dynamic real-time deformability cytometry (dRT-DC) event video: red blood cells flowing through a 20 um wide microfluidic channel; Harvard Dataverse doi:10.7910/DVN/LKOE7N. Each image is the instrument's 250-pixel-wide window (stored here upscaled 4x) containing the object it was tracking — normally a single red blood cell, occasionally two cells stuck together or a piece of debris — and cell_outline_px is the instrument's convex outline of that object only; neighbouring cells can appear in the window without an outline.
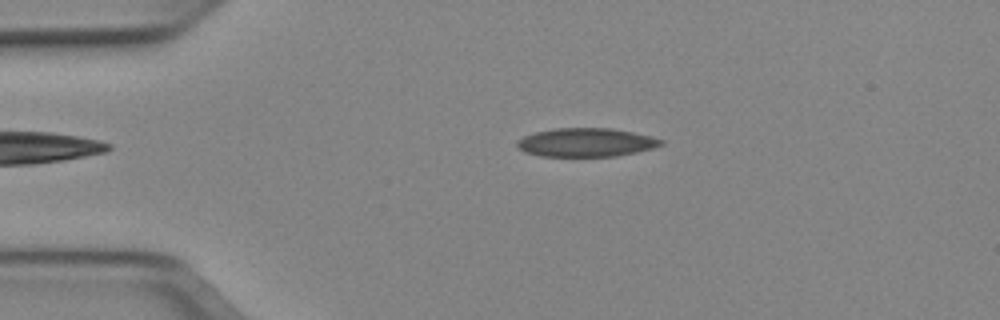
{"species": "Egyptian fruit bat (a non-hibernating species)", "species_latin": "Rousettus aegyptiacus", "temperature_condition": "cold", "stored_images_in_passage": 49, "camera_frame_rate_fps": 3000, "um_per_image_px": 0.085, "animal": {"sex": "female"}, "frame": {"image": 1, "passage_image": 9, "time_ms": 2.667, "image_size_px": [1000, 320], "cell_outline_px": [[664, 144], [652, 148], [636, 152], [616, 156], [540, 156], [524, 152], [516, 144], [516, 140], [524, 136], [536, 132], [556, 128], [612, 128], [652, 136], [664, 140]], "centroid_in_image_um": [49.82, 12.1], "position_along_channel_um": 35.2, "area_um2": 23.99}}
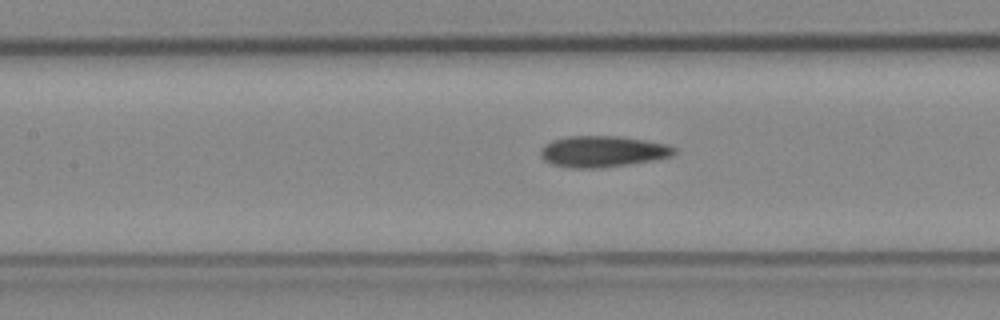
{"frame": {"image": 2, "passage_image": 21, "time_ms": 6.667, "image_size_px": [1000, 320], "cell_outline_px": [[676, 152], [672, 156], [656, 160], [604, 168], [572, 168], [552, 164], [544, 160], [540, 156], [540, 148], [552, 140], [568, 136], [620, 136], [668, 144], [676, 148]], "centroid_in_image_um": [51.24, 12.88], "position_along_channel_um": 156.2, "area_um2": 24.57}}
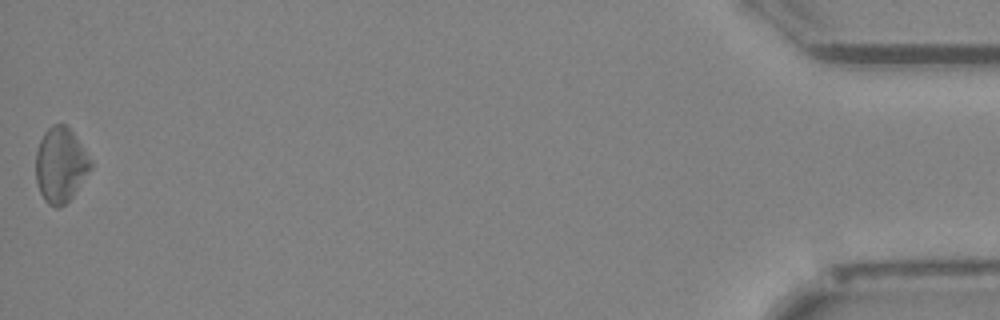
{"frame": {"image": 3, "passage_image": 49, "time_ms": 16.0, "image_size_px": [1000, 320], "cell_outline_px": [[92, 168], [72, 196], [60, 208], [56, 208], [48, 204], [44, 200], [40, 192], [36, 180], [36, 152], [40, 140], [44, 132], [52, 124], [64, 124], [72, 132], [92, 160]], "centroid_in_image_um": [5.14, 14.03], "position_along_channel_um": 430.1, "area_um2": 23.81}}